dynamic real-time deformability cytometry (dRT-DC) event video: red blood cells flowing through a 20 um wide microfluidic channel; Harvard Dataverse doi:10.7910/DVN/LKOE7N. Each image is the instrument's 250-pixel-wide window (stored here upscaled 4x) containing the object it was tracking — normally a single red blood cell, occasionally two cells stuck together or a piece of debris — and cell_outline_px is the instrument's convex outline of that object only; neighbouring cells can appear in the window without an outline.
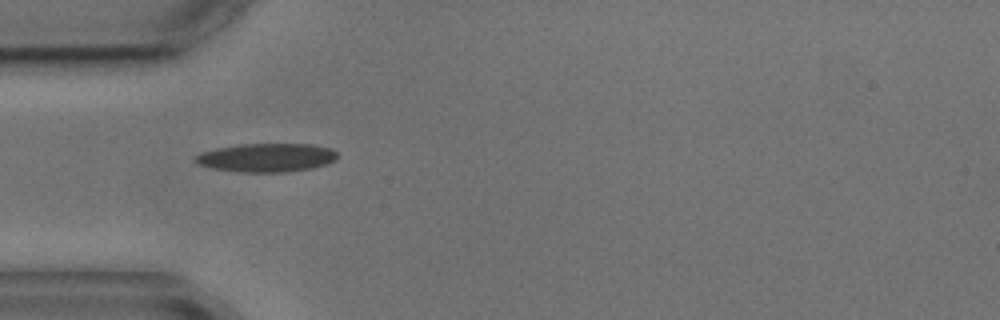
{"species": "common noctule bat (a hibernating species)", "species_latin": "Nyctalus noctula", "temperature_condition": "cold", "stored_images_in_passage": 1, "camera_frame_rate_fps": 3000, "um_per_image_px": 0.085, "animal": {"sex": "male", "body_mass_g": 17.9, "forearm_length_mm": 54.2}, "frame": {"image": 1, "passage_image": 1, "time_ms": 0.0, "image_size_px": [1000, 320], "cell_outline_px": [[336, 160], [328, 164], [312, 168], [288, 172], [240, 172], [212, 168], [196, 164], [192, 160], [200, 152], [216, 148], [236, 144], [312, 144], [332, 148], [336, 152]], "centroid_in_image_um": [22.64, 13.39], "position_along_channel_um": 62.4, "area_um2": 23.99}}